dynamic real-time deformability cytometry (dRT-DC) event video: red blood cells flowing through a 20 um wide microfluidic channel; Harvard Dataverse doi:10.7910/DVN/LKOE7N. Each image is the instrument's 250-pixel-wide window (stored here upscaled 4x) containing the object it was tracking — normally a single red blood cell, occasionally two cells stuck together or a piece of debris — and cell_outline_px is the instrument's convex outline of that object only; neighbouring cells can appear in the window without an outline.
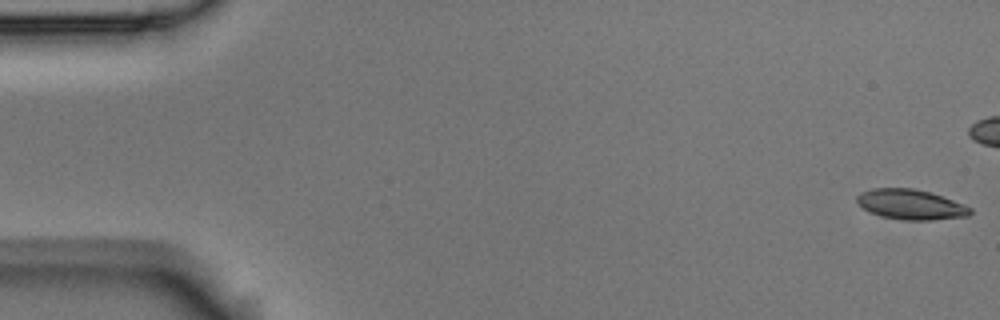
{"species": "Egyptian fruit bat (a non-hibernating species)", "species_latin": "Rousettus aegyptiacus", "temperature_condition": "room temperature", "stored_images_in_passage": 5, "camera_frame_rate_fps": 3000, "um_per_image_px": 0.085, "animal": {"sex": "male"}, "frame": {"image": 1, "passage_image": 1, "time_ms": 0.0, "image_size_px": [1000, 320], "cell_outline_px": [[972, 212], [968, 216], [932, 220], [904, 220], [884, 216], [872, 212], [864, 208], [856, 200], [856, 196], [860, 192], [872, 188], [912, 188], [928, 192], [964, 204], [972, 208]], "centroid_in_image_um": [77.42, 17.38], "position_along_channel_um": 7.6, "area_um2": 19.59}}
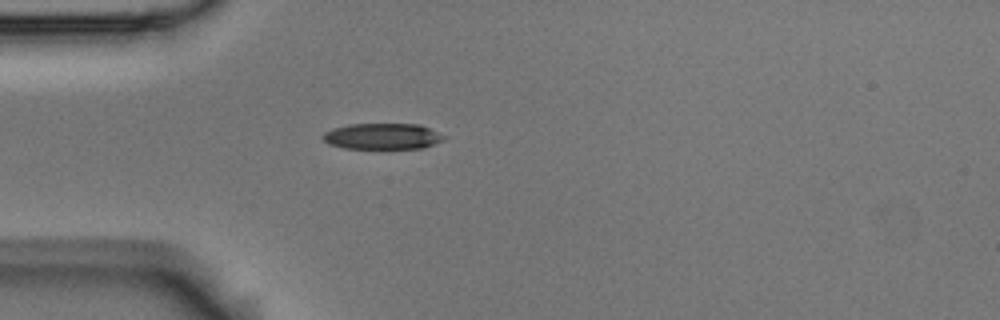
{"frame": {"image": 2, "passage_image": 5, "time_ms": 1.333, "image_size_px": [1000, 320], "cell_outline_px": [[448, 136], [444, 140], [424, 148], [344, 148], [328, 144], [320, 136], [324, 132], [332, 128], [348, 124], [420, 124]], "centroid_in_image_um": [32.52, 11.58], "position_along_channel_um": 52.5, "area_um2": 18.55}}